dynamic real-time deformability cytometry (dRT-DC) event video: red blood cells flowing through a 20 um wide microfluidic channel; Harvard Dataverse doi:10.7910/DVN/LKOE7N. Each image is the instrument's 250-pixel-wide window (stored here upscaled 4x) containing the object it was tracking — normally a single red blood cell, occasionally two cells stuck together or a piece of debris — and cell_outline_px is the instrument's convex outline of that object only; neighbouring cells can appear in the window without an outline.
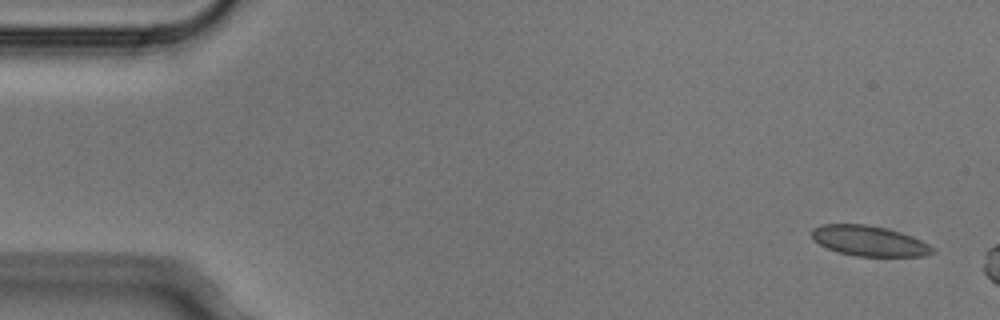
{"species": "Egyptian fruit bat (a non-hibernating species)", "species_latin": "Rousettus aegyptiacus", "temperature_condition": "cold", "stored_images_in_passage": 3, "camera_frame_rate_fps": 3000, "um_per_image_px": 0.085, "animal": {"sex": "male"}, "frame": {"image": 1, "passage_image": 1, "time_ms": 0.0, "image_size_px": [1000, 320], "cell_outline_px": [[936, 252], [928, 256], [856, 256], [840, 252], [828, 248], [812, 240], [812, 228], [820, 224], [864, 224], [884, 228], [900, 232], [912, 236], [936, 248]], "centroid_in_image_um": [73.9, 20.48], "position_along_channel_um": 11.1, "area_um2": 21.33}}